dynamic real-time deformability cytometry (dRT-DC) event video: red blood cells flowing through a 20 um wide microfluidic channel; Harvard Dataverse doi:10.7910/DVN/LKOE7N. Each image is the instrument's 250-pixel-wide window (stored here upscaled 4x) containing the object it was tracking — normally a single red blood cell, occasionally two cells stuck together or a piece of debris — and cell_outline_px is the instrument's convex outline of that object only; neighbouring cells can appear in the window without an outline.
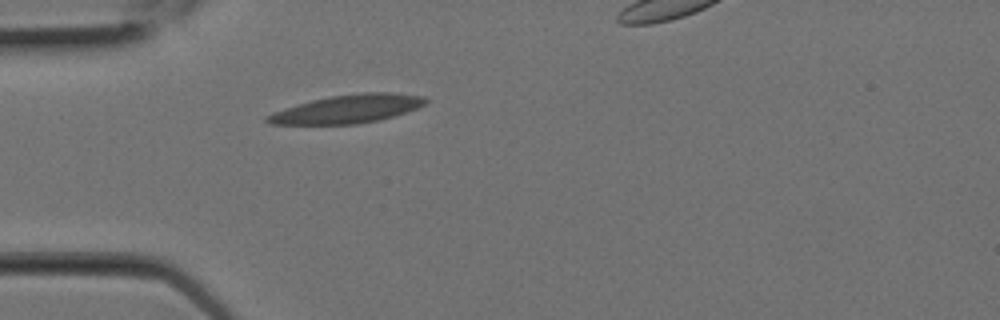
{"species": "Egyptian fruit bat (a non-hibernating species)", "species_latin": "Rousettus aegyptiacus", "temperature_condition": "room temperature", "stored_images_in_passage": 1, "camera_frame_rate_fps": 3000, "um_per_image_px": 0.085, "animal": {"sex": "female"}, "frame": {"image": 1, "passage_image": 1, "time_ms": 0.0, "image_size_px": [1000, 320], "cell_outline_px": [[428, 100], [424, 104], [416, 108], [380, 120], [356, 124], [268, 124], [264, 120], [264, 116], [284, 108], [312, 100], [328, 96], [364, 92], [392, 92], [424, 96]], "centroid_in_image_um": [29.51, 9.25], "position_along_channel_um": 55.5, "area_um2": 26.07}}